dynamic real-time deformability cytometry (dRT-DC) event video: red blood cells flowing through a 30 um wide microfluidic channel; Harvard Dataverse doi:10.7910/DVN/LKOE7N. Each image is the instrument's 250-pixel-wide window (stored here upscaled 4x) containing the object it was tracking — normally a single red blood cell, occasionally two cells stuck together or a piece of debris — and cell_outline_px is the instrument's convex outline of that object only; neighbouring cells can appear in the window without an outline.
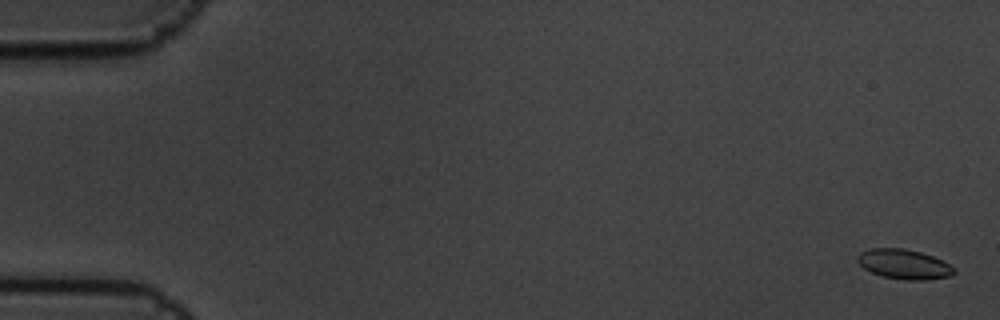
{"species": "common noctule bat (a hibernating species)", "species_latin": "Nyctalus noctula", "temperature_condition": "cold", "stored_images_in_passage": 5, "camera_frame_rate_fps": 3000, "um_per_image_px": 0.085, "animal": {"sex": "male", "body_mass_g": 19.5, "forearm_length_mm": 54.6}, "frame": {"image": 1, "passage_image": 1, "time_ms": 0.0, "image_size_px": [1000, 320], "cell_outline_px": [[956, 272], [948, 276], [924, 280], [908, 280], [884, 276], [872, 272], [864, 268], [856, 260], [856, 256], [860, 252], [872, 248], [904, 248], [920, 252], [932, 256], [956, 268]], "centroid_in_image_um": [76.82, 22.44], "position_along_channel_um": 8.2, "area_um2": 16.53}}
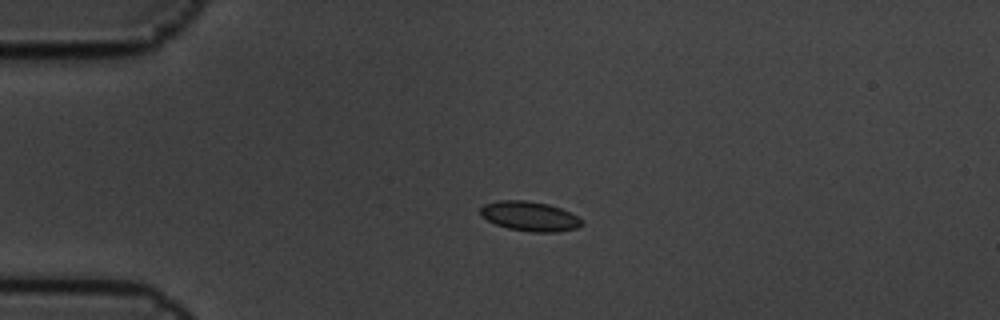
{"frame": {"image": 2, "passage_image": 4, "time_ms": 1.0, "image_size_px": [1000, 320], "cell_outline_px": [[584, 224], [576, 228], [556, 232], [532, 232], [508, 228], [496, 224], [480, 216], [480, 208], [484, 204], [500, 200], [524, 200], [548, 204], [560, 208], [584, 220]], "centroid_in_image_um": [45.02, 18.38], "position_along_channel_um": 40.0, "area_um2": 17.46}}